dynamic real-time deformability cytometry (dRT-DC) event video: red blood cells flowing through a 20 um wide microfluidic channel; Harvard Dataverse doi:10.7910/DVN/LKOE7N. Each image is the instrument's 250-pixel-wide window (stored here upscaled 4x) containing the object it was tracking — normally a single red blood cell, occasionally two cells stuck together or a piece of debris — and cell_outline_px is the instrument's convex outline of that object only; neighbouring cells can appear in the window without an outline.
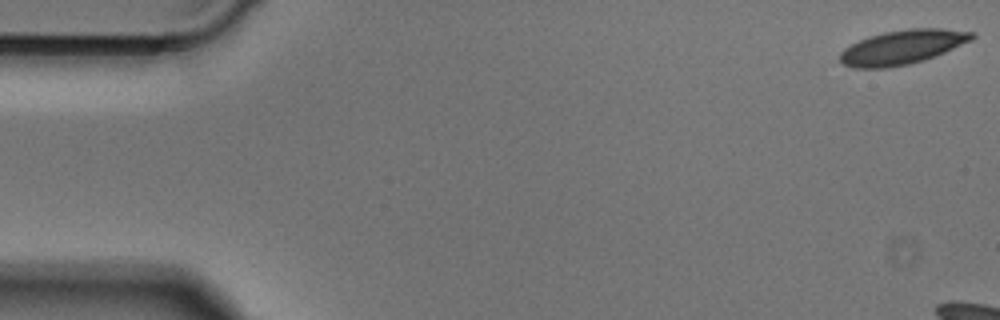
{"species": "Egyptian fruit bat (a non-hibernating species)", "species_latin": "Rousettus aegyptiacus", "temperature_condition": "cold", "stored_images_in_passage": 7, "camera_frame_rate_fps": 3000, "um_per_image_px": 0.085, "animal": {"sex": "male"}, "frame": {"image": 1, "passage_image": 1, "time_ms": 0.0, "image_size_px": [1000, 320], "cell_outline_px": [[976, 36], [972, 40], [936, 56], [924, 60], [908, 64], [888, 68], [852, 68], [844, 64], [840, 60], [840, 52], [844, 48], [868, 36], [884, 32], [908, 28], [940, 28], [976, 32]], "centroid_in_image_um": [76.72, 4.0], "position_along_channel_um": 8.3, "area_um2": 26.47}}